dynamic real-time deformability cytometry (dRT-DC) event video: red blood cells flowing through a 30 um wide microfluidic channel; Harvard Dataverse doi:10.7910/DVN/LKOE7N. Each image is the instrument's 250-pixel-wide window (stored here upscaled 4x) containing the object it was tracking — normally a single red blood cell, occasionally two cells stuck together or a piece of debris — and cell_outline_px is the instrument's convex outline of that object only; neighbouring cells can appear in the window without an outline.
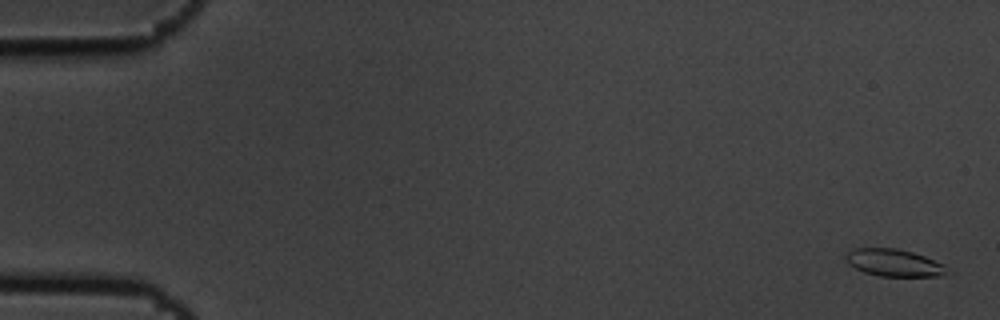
{"species": "common noctule bat (a hibernating species)", "species_latin": "Nyctalus noctula", "temperature_condition": "cold", "stored_images_in_passage": 5, "camera_frame_rate_fps": 3000, "um_per_image_px": 0.085, "animal": {"sex": "male", "body_mass_g": 19.5, "forearm_length_mm": 54.6}, "frame": {"image": 1, "passage_image": 1, "time_ms": 0.0, "image_size_px": [1000, 320], "cell_outline_px": [[952, 272], [944, 276], [880, 276], [864, 272], [848, 264], [844, 260], [844, 252], [856, 248], [896, 248], [912, 252], [924, 256], [944, 264], [952, 268]], "centroid_in_image_um": [76.03, 22.34], "position_along_channel_um": 9.0, "area_um2": 16.47}}